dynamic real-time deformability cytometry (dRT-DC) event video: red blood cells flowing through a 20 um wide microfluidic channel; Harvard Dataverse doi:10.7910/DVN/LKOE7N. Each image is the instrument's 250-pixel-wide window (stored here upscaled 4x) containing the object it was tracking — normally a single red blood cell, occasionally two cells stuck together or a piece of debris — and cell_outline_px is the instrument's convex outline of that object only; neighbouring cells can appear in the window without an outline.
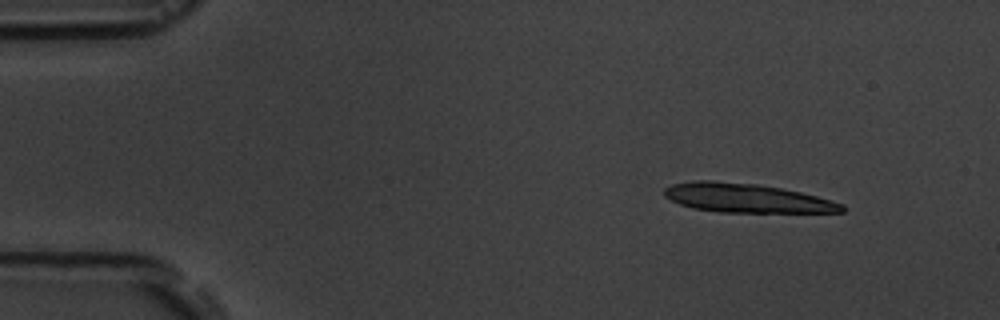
{"species": "common noctule bat (a hibernating species)", "species_latin": "Nyctalus noctula", "temperature_condition": "room temperature", "stored_images_in_passage": 4, "camera_frame_rate_fps": 3000, "um_per_image_px": 0.085, "animal": {"sex": "male", "body_mass_g": 19.5, "forearm_length_mm": 54.6}, "frame": {"image": 1, "passage_image": 1, "time_ms": 0.0, "image_size_px": [1000, 320], "cell_outline_px": [[844, 212], [720, 212], [692, 208], [680, 204], [664, 196], [664, 188], [672, 184], [692, 180], [712, 180], [756, 184], [780, 188], [800, 192], [832, 200], [844, 204]], "centroid_in_image_um": [63.43, 16.83], "position_along_channel_um": 21.6, "area_um2": 29.94}}